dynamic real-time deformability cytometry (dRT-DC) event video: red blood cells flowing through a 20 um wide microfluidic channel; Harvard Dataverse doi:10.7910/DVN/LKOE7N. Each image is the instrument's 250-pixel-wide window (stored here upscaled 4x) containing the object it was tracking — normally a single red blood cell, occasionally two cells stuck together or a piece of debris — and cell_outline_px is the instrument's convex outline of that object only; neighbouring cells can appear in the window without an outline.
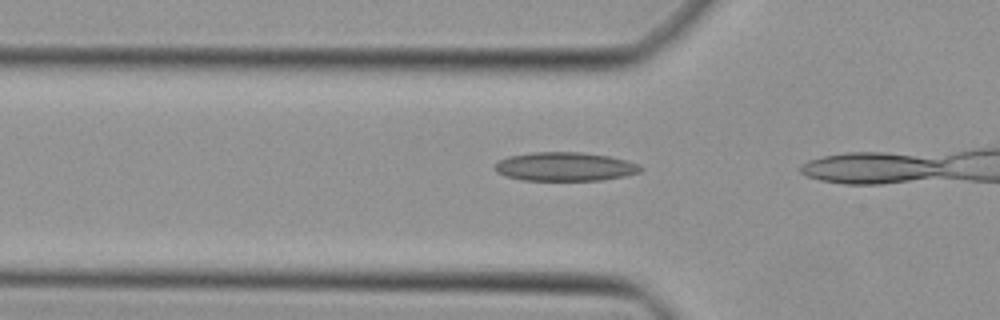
{"species": "Egyptian fruit bat (a non-hibernating species)", "species_latin": "Rousettus aegyptiacus", "temperature_condition": "cold", "stored_images_in_passage": 5, "camera_frame_rate_fps": 3000, "um_per_image_px": 0.085, "animal": {"sex": "female"}, "frame": {"image": 1, "passage_image": 3, "time_ms": 0.667, "image_size_px": [1000, 320], "cell_outline_px": [[644, 168], [640, 172], [624, 176], [600, 180], [520, 180], [504, 176], [496, 172], [492, 168], [500, 160], [508, 156], [532, 152], [580, 152], [608, 156], [640, 164]], "centroid_in_image_um": [47.99, 14.16], "position_along_channel_um": 77.8, "area_um2": 24.51}}